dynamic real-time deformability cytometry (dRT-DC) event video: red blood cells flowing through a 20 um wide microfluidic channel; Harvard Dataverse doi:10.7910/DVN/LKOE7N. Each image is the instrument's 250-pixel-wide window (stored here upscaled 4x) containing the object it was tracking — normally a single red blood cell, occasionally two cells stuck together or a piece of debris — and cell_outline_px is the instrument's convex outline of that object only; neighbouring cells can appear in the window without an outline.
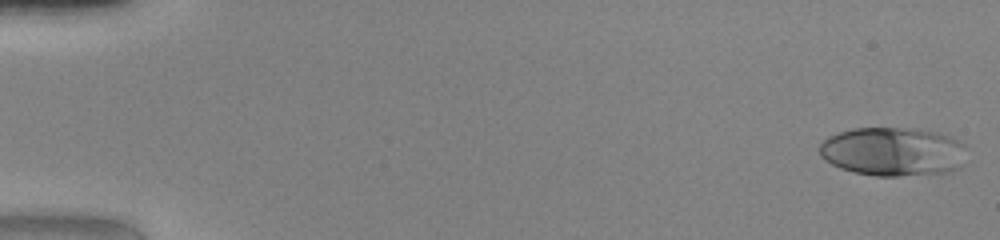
{"species": "human", "species_latin": "Homo sapiens", "temperature_condition": "warm", "stored_images_in_passage": 49, "camera_frame_rate_fps": 3000, "um_per_image_px": 0.085, "donor": {"sex": "female"}, "frame": {"image": 1, "passage_image": 1, "time_ms": 0.0, "image_size_px": [1000, 240], "cell_outline_px": [[968, 148], [960, 168], [952, 172], [896, 176], [876, 176], [856, 172], [840, 168], [824, 160], [820, 156], [820, 144], [828, 136], [852, 128], [920, 128], [952, 136], [960, 140]], "centroid_in_image_um": [75.96, 12.88], "position_along_channel_um": 9.0, "area_um2": 42.43}}
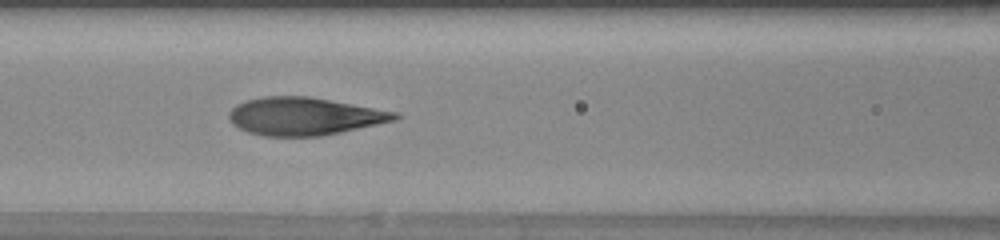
{"frame": {"image": 2, "passage_image": 22, "time_ms": 7.0, "image_size_px": [1000, 240], "cell_outline_px": [[404, 116], [396, 120], [340, 132], [320, 136], [264, 136], [248, 132], [232, 124], [228, 116], [228, 112], [236, 104], [244, 100], [260, 96], [308, 96], [400, 112]], "centroid_in_image_um": [25.87, 9.87], "position_along_channel_um": 140.7, "area_um2": 36.76}}
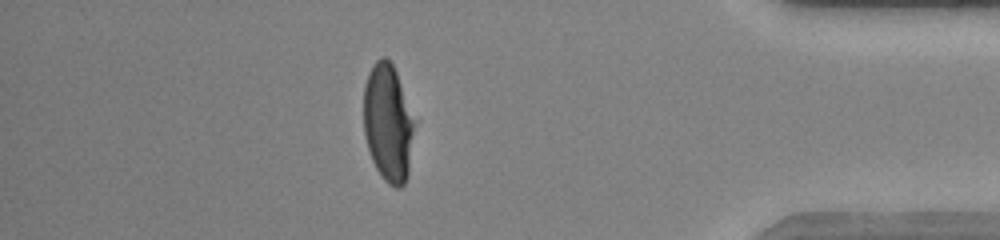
{"frame": {"image": 3, "passage_image": 43, "time_ms": 14.0, "image_size_px": [1000, 240], "cell_outline_px": [[412, 132], [408, 176], [404, 184], [400, 188], [396, 188], [388, 184], [384, 180], [376, 168], [372, 160], [364, 136], [364, 84], [368, 72], [376, 60], [380, 56], [384, 56], [392, 64], [396, 72], [412, 120]], "centroid_in_image_um": [32.92, 10.47], "position_along_channel_um": 402.3, "area_um2": 33.93}, "authors_computed_cell_mechanics": {"area_um2": 36.6452, "velocity_mm_per_s": 4.2181, "shape_relaxation_time_tau1_ms": 5.5338, "shape_relaxation_time_tau2_ms": null, "deformation_change_tau1": 0.273, "deformation_change_tau2": null}}